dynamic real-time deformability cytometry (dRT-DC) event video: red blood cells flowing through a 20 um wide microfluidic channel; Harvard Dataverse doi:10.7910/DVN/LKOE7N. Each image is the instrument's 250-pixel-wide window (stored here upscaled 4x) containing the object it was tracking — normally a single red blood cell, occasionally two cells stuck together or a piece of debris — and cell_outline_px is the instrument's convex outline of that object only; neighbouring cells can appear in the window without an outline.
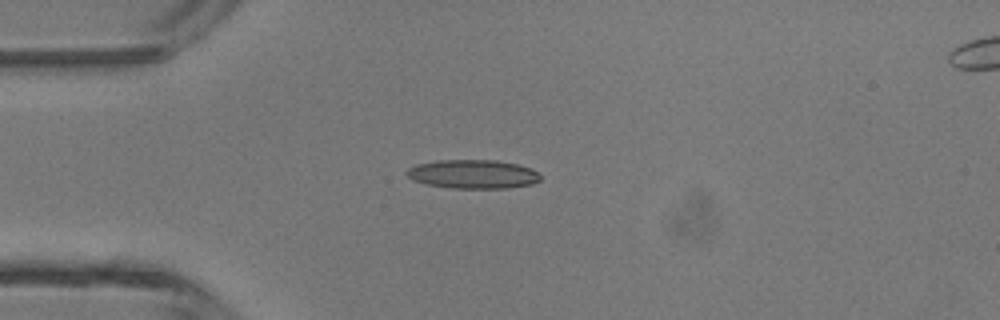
{"species": "common noctule bat (a hibernating species)", "species_latin": "Nyctalus noctula", "temperature_condition": "room temperature", "stored_images_in_passage": 3, "camera_frame_rate_fps": 3000, "um_per_image_px": 0.085, "animal": {"sex": "male", "body_mass_g": 13.3}, "frame": {"image": 1, "passage_image": 2, "time_ms": 0.333, "image_size_px": [1000, 320], "cell_outline_px": [[540, 180], [532, 184], [508, 188], [452, 188], [424, 184], [412, 180], [404, 172], [408, 168], [416, 164], [440, 160], [496, 160], [516, 164], [532, 168], [540, 176]], "centroid_in_image_um": [40.17, 14.8], "position_along_channel_um": 44.8, "area_um2": 22.54}}